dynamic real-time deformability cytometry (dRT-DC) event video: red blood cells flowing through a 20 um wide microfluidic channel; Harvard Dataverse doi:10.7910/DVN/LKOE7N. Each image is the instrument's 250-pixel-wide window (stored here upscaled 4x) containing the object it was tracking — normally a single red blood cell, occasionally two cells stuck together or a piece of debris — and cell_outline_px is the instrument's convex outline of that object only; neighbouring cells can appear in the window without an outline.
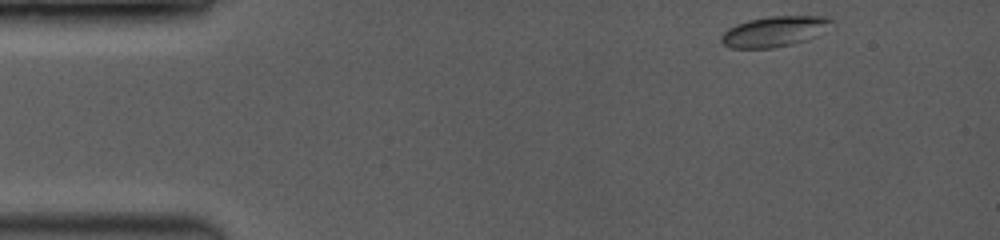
{"species": "common noctule bat (a hibernating species)", "species_latin": "Nyctalus noctula", "temperature_condition": "room temperature", "stored_images_in_passage": 11, "segment_of_instrument_passage": [1, 2], "camera_frame_rate_fps": 3500, "um_per_image_px": 0.085, "animal": {"sex": "female", "body_mass_g": 19.0, "forearm_length_mm": 53.3}, "frame": {"image": 1, "passage_image": 1, "time_ms": 0.0, "image_size_px": [1000, 240], "cell_outline_px": [[832, 20], [816, 36], [808, 40], [792, 44], [772, 48], [728, 48], [720, 40], [720, 36], [728, 28], [736, 24], [748, 20], [772, 16], [824, 16]], "centroid_in_image_um": [65.74, 2.68], "position_along_channel_um": 19.3, "area_um2": 19.31}}
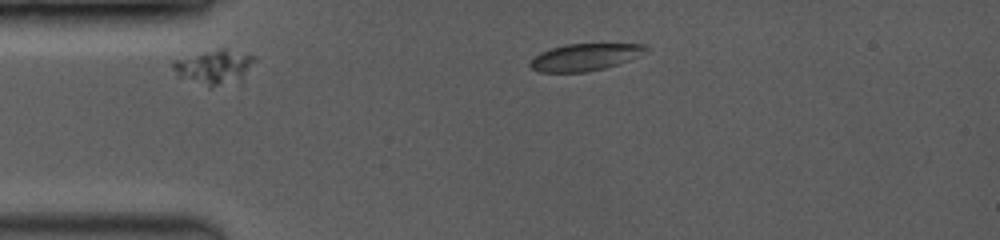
{"frame": {"image": 2, "passage_image": 7, "time_ms": 1.714, "image_size_px": [1000, 240], "cell_outline_px": [[256, 60], [240, 76], [208, 88], [176, 76], [172, 68], [172, 60], [220, 48], [224, 48], [256, 56]], "centroid_in_image_um": [18.08, 5.66], "position_along_channel_um": 66.9, "area_um2": 15.72}}
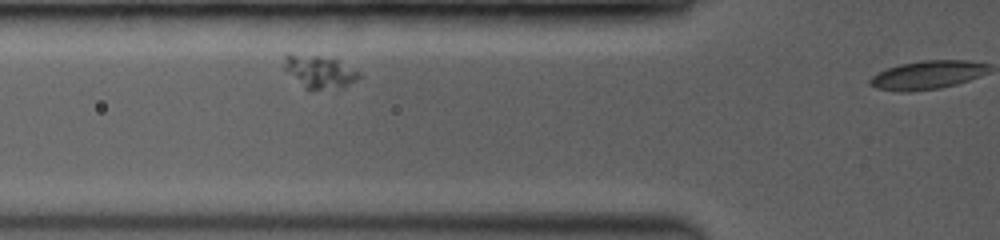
{"frame": {"image": 3, "passage_image": 10, "time_ms": 2.571, "image_size_px": [1000, 240], "cell_outline_px": [[360, 76], [356, 80], [344, 88], [308, 92], [284, 68], [284, 56], [288, 52], [316, 56], [336, 60], [360, 72]], "centroid_in_image_um": [27.13, 6.14], "position_along_channel_um": 98.7, "area_um2": 14.51}}